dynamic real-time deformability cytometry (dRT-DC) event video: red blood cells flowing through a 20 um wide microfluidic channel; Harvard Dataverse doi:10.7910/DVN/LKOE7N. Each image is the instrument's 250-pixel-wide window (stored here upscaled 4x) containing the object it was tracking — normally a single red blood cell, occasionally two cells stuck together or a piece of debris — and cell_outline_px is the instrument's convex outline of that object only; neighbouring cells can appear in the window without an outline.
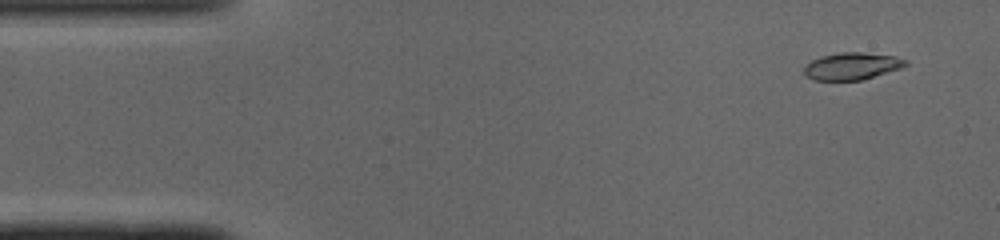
{"species": "common noctule bat (a hibernating species)", "species_latin": "Nyctalus noctula", "temperature_condition": "cold", "stored_images_in_passage": 48, "camera_frame_rate_fps": 3000, "um_per_image_px": 0.085, "animal": {"sex": "male", "body_mass_g": 19.0, "forearm_length_mm": 50.8}, "frame": {"image": 1, "passage_image": 3, "time_ms": 0.667, "image_size_px": [1000, 240], "cell_outline_px": [[908, 64], [900, 68], [860, 80], [812, 80], [804, 76], [804, 64], [820, 56], [840, 52], [860, 52], [896, 56], [908, 60]], "centroid_in_image_um": [72.37, 5.61], "position_along_channel_um": 12.6, "area_um2": 16.13}}
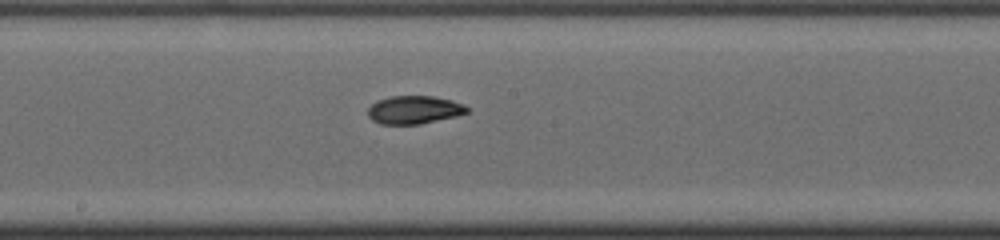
{"frame": {"image": 2, "passage_image": 25, "time_ms": 8.0, "image_size_px": [1000, 240], "cell_outline_px": [[468, 112], [456, 116], [420, 124], [380, 124], [372, 120], [368, 116], [368, 108], [376, 100], [392, 96], [432, 96], [452, 100], [464, 104], [468, 108]], "centroid_in_image_um": [35.19, 9.33], "position_along_channel_um": 213.0, "area_um2": 16.24}}
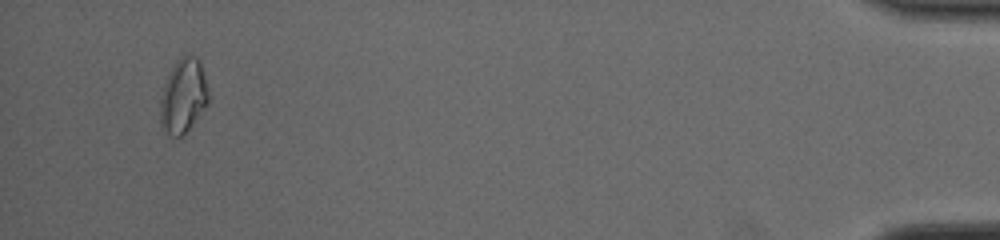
{"frame": {"image": 3, "passage_image": 46, "time_ms": 15.0, "image_size_px": [1000, 240], "cell_outline_px": [[208, 104], [188, 128], [180, 136], [172, 136], [160, 128], [160, 100], [164, 84], [176, 60], [180, 56], [196, 56], [200, 60], [208, 92]], "centroid_in_image_um": [15.56, 8.15], "position_along_channel_um": 419.6, "area_um2": 20.58}, "authors_computed_cell_mechanics": {"area_um2": 16.6753, "velocity_mm_per_s": 4.1127, "shape_relaxation_time_tau1_ms": 4.1365, "shape_relaxation_time_tau2_ms": 5.6961, "deformation_change_tau1": 0.1566, "deformation_change_tau2": 0.0531}}